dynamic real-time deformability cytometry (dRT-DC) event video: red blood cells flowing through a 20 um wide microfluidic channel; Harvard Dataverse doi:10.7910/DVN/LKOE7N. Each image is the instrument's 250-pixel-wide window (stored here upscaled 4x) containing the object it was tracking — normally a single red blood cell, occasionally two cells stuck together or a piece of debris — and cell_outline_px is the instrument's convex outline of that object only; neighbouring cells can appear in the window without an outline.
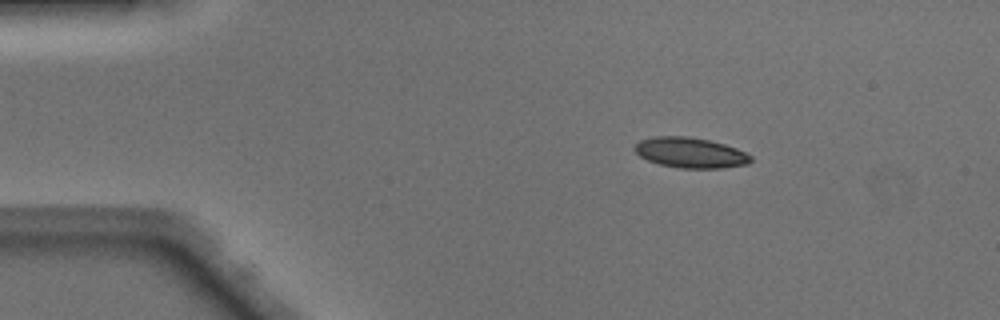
{"species": "Egyptian fruit bat (a non-hibernating species)", "species_latin": "Rousettus aegyptiacus", "temperature_condition": "warm", "stored_images_in_passage": 46, "camera_frame_rate_fps": 3000, "um_per_image_px": 0.085, "animal": {"sex": "male"}, "frame": {"image": 1, "passage_image": 5, "time_ms": 1.333, "image_size_px": [1000, 320], "cell_outline_px": [[752, 160], [748, 164], [720, 168], [680, 168], [660, 164], [648, 160], [640, 156], [632, 148], [640, 140], [656, 136], [688, 136], [708, 140], [724, 144], [736, 148], [752, 156]], "centroid_in_image_um": [58.67, 12.98], "position_along_channel_um": 26.3, "area_um2": 20.46}}
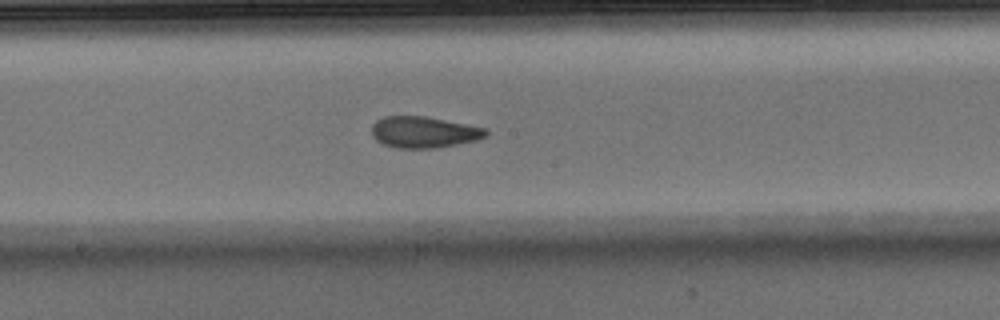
{"frame": {"image": 2, "passage_image": 23, "time_ms": 7.333, "image_size_px": [1000, 320], "cell_outline_px": [[488, 136], [476, 140], [436, 148], [396, 148], [384, 144], [376, 140], [372, 136], [372, 124], [376, 120], [384, 116], [424, 116], [488, 128]], "centroid_in_image_um": [36.03, 11.23], "position_along_channel_um": 212.2, "area_um2": 20.92}}
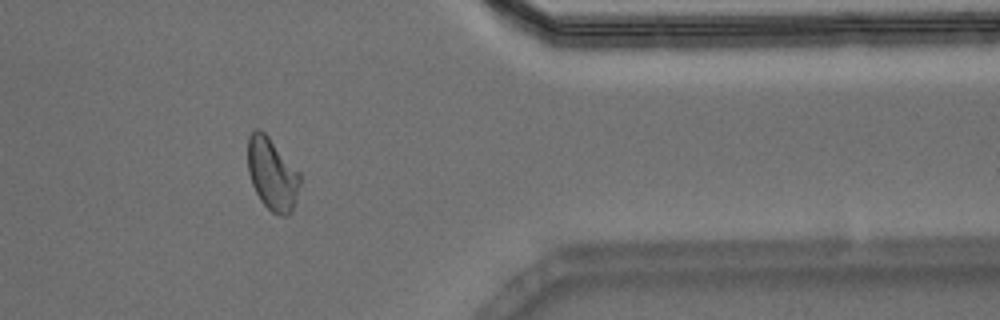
{"frame": {"image": 3, "passage_image": 37, "time_ms": 12.0, "image_size_px": [1000, 320], "cell_outline_px": [[300, 184], [296, 200], [292, 212], [288, 216], [280, 216], [272, 212], [260, 200], [252, 184], [248, 172], [248, 136], [256, 128], [260, 128], [268, 136], [300, 172]], "centroid_in_image_um": [23.14, 14.81], "position_along_channel_um": 388.3, "area_um2": 22.08}, "authors_computed_cell_mechanics": {"area_um2": 20.9525, "velocity_mm_per_s": 4.1479, "shape_relaxation_time_tau1_ms": 6.8696, "shape_relaxation_time_tau2_ms": 1.7511, "deformation_change_tau1": 0.177, "deformation_change_tau2": 0.0825}}